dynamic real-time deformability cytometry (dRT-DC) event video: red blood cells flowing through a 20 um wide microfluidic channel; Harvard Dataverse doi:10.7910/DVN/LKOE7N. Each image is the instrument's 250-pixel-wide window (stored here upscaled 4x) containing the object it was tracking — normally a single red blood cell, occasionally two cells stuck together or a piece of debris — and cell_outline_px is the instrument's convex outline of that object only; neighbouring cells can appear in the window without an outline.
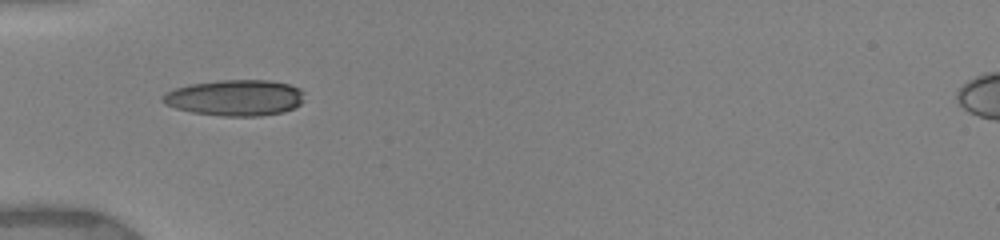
{"species": "human", "species_latin": "Homo sapiens", "temperature_condition": "warm", "stored_images_in_passage": 10, "camera_frame_rate_fps": 3000, "um_per_image_px": 0.085, "donor": {"sex": "female"}, "frame": {"image": 1, "passage_image": 1, "time_ms": 0.0, "image_size_px": [1000, 240], "cell_outline_px": [[304, 100], [300, 104], [284, 112], [260, 116], [224, 116], [192, 112], [176, 108], [164, 104], [160, 100], [160, 96], [176, 88], [188, 84], [220, 80], [268, 80], [288, 84], [300, 88], [304, 92]], "centroid_in_image_um": [19.99, 8.31], "position_along_channel_um": 65.0, "area_um2": 29.88}}
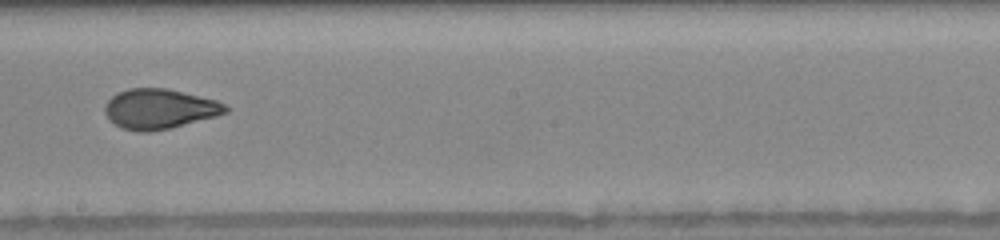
{"frame": {"image": 2, "passage_image": 9, "time_ms": 4.333, "image_size_px": [1000, 240], "cell_outline_px": [[232, 108], [228, 112], [216, 116], [172, 128], [148, 132], [140, 132], [120, 128], [108, 120], [104, 112], [104, 108], [108, 100], [116, 92], [128, 88], [168, 88], [216, 100]], "centroid_in_image_um": [13.54, 9.26], "position_along_channel_um": 234.7, "area_um2": 28.5}}